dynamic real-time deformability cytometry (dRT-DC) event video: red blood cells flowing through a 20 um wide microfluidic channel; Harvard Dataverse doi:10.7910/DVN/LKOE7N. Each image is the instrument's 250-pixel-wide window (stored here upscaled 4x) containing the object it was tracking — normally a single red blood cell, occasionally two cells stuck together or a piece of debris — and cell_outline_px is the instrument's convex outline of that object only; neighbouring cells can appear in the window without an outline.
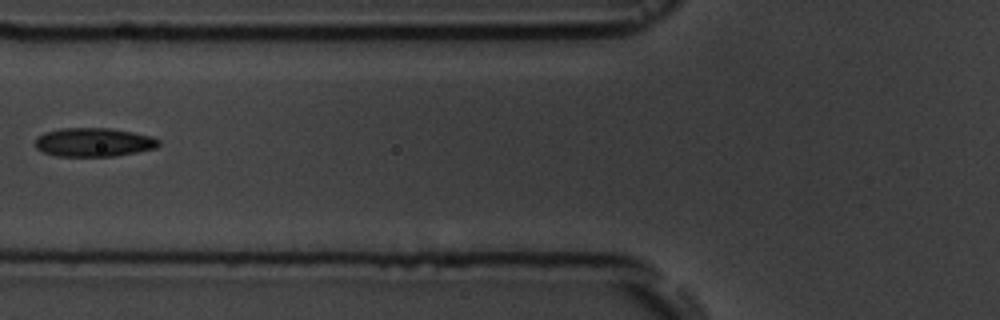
{"species": "common noctule bat (a hibernating species)", "species_latin": "Nyctalus noctula", "temperature_condition": "room temperature", "stored_images_in_passage": 7, "camera_frame_rate_fps": 3000, "um_per_image_px": 0.085, "animal": {"sex": "male", "body_mass_g": 19.5, "forearm_length_mm": 54.6}, "frame": {"image": 1, "passage_image": 6, "time_ms": 7.333, "image_size_px": [1000, 320], "cell_outline_px": [[160, 144], [156, 148], [116, 156], [56, 156], [44, 152], [36, 148], [36, 136], [44, 132], [60, 128], [108, 128], [132, 132], [152, 136], [160, 140]], "centroid_in_image_um": [7.96, 12.09], "position_along_channel_um": 117.8, "area_um2": 20.75}}
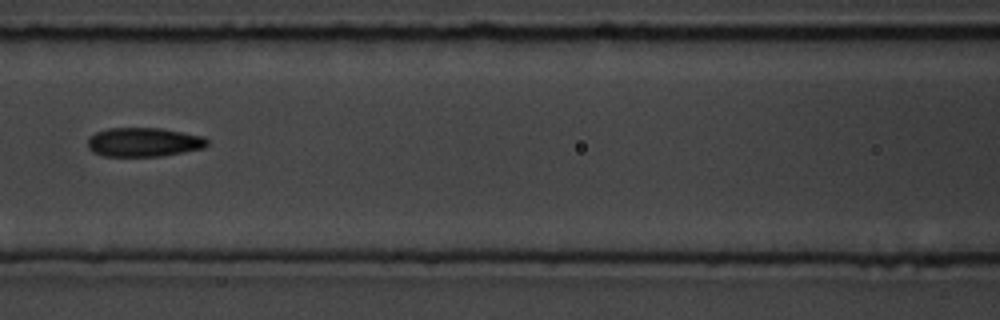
{"frame": {"image": 2, "passage_image": 7, "time_ms": 8.333, "image_size_px": [1000, 320], "cell_outline_px": [[208, 144], [204, 148], [184, 152], [160, 156], [104, 156], [92, 152], [88, 148], [88, 140], [96, 132], [108, 128], [160, 128], [200, 136], [208, 140]], "centroid_in_image_um": [12.19, 12.09], "position_along_channel_um": 154.4, "area_um2": 20.06}}